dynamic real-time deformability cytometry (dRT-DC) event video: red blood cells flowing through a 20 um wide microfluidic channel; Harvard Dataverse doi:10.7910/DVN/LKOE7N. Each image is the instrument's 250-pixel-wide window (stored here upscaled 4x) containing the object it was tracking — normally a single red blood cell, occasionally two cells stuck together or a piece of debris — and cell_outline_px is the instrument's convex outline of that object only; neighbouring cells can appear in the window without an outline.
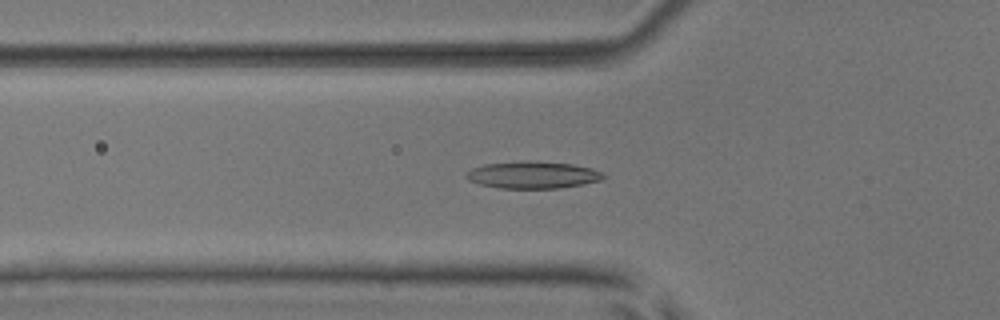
{"species": "common noctule bat (a hibernating species)", "species_latin": "Nyctalus noctula", "temperature_condition": "room temperature", "stored_images_in_passage": 53, "camera_frame_rate_fps": 3000, "um_per_image_px": 0.085, "animal": {"sex": "male", "body_mass_g": 17.9, "forearm_length_mm": 54.2}, "frame": {"image": 1, "passage_image": 19, "time_ms": 6.0, "image_size_px": [1000, 320], "cell_outline_px": [[604, 176], [600, 180], [584, 184], [560, 188], [500, 188], [480, 184], [468, 180], [464, 176], [464, 172], [472, 168], [484, 164], [532, 160], [536, 160], [572, 164], [592, 168], [600, 172]], "centroid_in_image_um": [45.24, 14.86], "position_along_channel_um": 80.6, "area_um2": 21.73}}
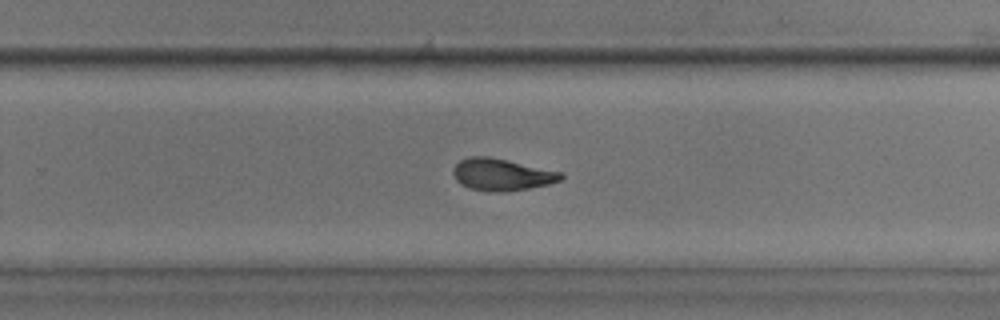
{"frame": {"image": 2, "passage_image": 35, "time_ms": 11.333, "image_size_px": [1000, 320], "cell_outline_px": [[564, 176], [560, 180], [548, 184], [528, 188], [504, 192], [500, 192], [472, 188], [460, 184], [456, 180], [452, 172], [452, 168], [460, 160], [468, 156], [488, 156], [564, 172]], "centroid_in_image_um": [42.65, 14.82], "position_along_channel_um": 287.2, "area_um2": 20.0}}
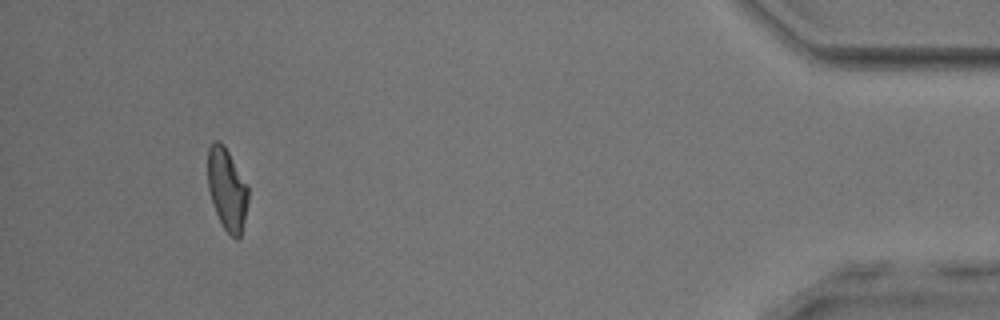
{"frame": {"image": 3, "passage_image": 50, "time_ms": 16.333, "image_size_px": [1000, 320], "cell_outline_px": [[248, 200], [244, 220], [240, 236], [236, 240], [224, 228], [216, 212], [208, 188], [208, 148], [216, 140], [220, 140], [224, 144], [248, 184]], "centroid_in_image_um": [19.31, 16.04], "position_along_channel_um": 415.9, "area_um2": 19.19}, "authors_computed_cell_mechanics": {"area_um2": 20.1722, "velocity_mm_per_s": 3.8865, "shape_relaxation_time_tau1_ms": 5.7007, "shape_relaxation_time_tau2_ms": 2.4471, "deformation_change_tau1": 0.1955, "deformation_change_tau2": 0.0973}}